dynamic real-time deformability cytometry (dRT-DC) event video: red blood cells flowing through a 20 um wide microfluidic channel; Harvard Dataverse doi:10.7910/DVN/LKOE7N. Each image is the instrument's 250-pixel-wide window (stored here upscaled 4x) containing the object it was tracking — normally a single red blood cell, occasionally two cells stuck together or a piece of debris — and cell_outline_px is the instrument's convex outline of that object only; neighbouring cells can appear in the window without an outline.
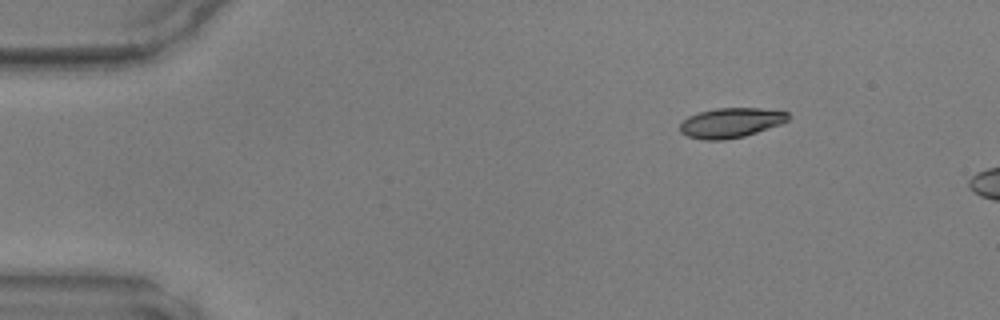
{"species": "common noctule bat (a hibernating species)", "species_latin": "Nyctalus noctula", "temperature_condition": "warm", "stored_images_in_passage": 5, "camera_frame_rate_fps": 3000, "um_per_image_px": 0.085, "animal": {"sex": "male", "body_mass_g": 17.9, "forearm_length_mm": 54.2}, "frame": {"image": 1, "passage_image": 1, "time_ms": 0.0, "image_size_px": [1000, 320], "cell_outline_px": [[788, 120], [780, 124], [744, 136], [724, 140], [704, 140], [688, 136], [680, 132], [680, 124], [688, 116], [700, 112], [716, 108], [760, 108], [788, 112]], "centroid_in_image_um": [62.1, 10.43], "position_along_channel_um": 22.9, "area_um2": 18.61}}